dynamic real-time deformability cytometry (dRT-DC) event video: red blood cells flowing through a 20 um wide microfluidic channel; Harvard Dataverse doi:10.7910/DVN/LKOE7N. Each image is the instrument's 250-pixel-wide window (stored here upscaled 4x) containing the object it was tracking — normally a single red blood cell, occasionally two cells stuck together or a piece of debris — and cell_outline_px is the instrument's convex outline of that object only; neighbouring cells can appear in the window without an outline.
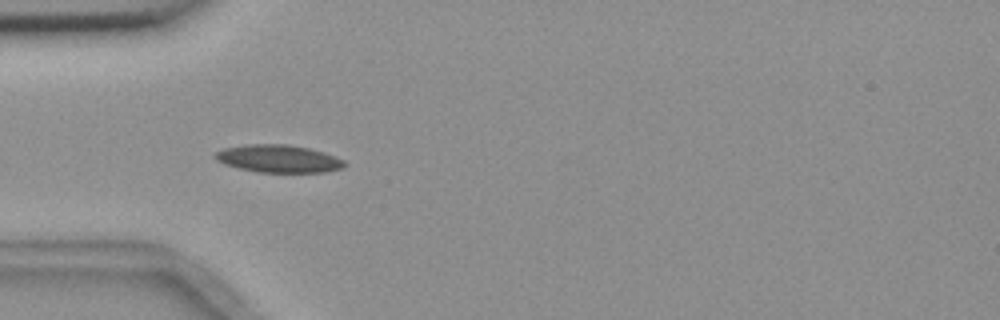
{"species": "common noctule bat (a hibernating species)", "species_latin": "Nyctalus noctula", "temperature_condition": "room temperature", "stored_images_in_passage": 7, "camera_frame_rate_fps": 3000, "um_per_image_px": 0.085, "animal": {"sex": "female", "body_mass_g": 18.4}, "frame": {"image": 1, "passage_image": 2, "time_ms": 1.0, "image_size_px": [1000, 320], "cell_outline_px": [[348, 164], [340, 168], [324, 172], [260, 172], [240, 168], [224, 164], [216, 160], [212, 156], [216, 152], [224, 148], [244, 144], [288, 144], [308, 148], [324, 152], [344, 160]], "centroid_in_image_um": [23.65, 13.48], "position_along_channel_um": 61.4, "area_um2": 20.81}}
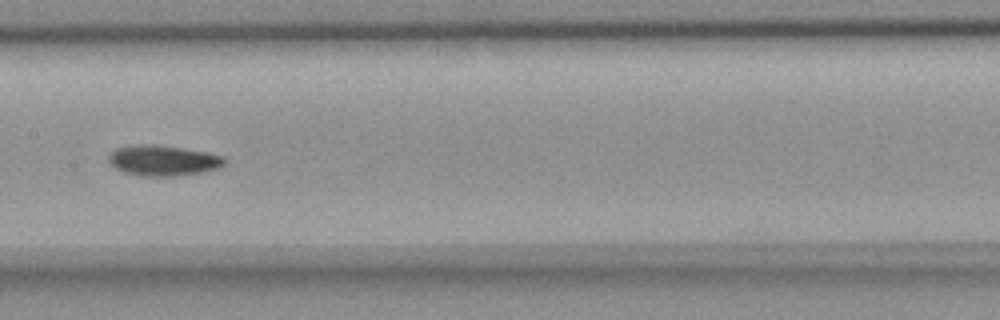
{"frame": {"image": 2, "passage_image": 5, "time_ms": 4.667, "image_size_px": [1000, 320], "cell_outline_px": [[224, 164], [220, 168], [204, 172], [176, 176], [144, 176], [124, 172], [116, 168], [108, 160], [108, 156], [116, 148], [140, 144], [156, 144], [208, 152], [224, 156]], "centroid_in_image_um": [13.9, 13.64], "position_along_channel_um": 193.5, "area_um2": 20.63}}
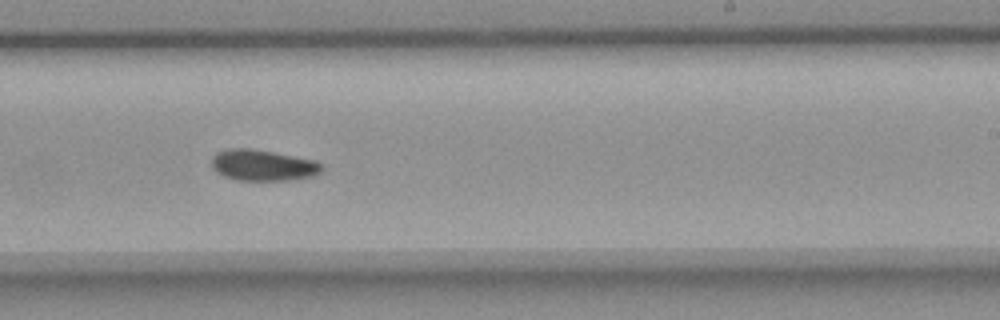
{"frame": {"image": 3, "passage_image": 7, "time_ms": 6.667, "image_size_px": [1000, 320], "cell_outline_px": [[324, 168], [320, 172], [312, 176], [292, 180], [236, 180], [224, 176], [216, 172], [212, 168], [212, 156], [216, 152], [228, 148], [252, 148], [316, 160]], "centroid_in_image_um": [22.32, 14.04], "position_along_channel_um": 266.7, "area_um2": 20.11}}